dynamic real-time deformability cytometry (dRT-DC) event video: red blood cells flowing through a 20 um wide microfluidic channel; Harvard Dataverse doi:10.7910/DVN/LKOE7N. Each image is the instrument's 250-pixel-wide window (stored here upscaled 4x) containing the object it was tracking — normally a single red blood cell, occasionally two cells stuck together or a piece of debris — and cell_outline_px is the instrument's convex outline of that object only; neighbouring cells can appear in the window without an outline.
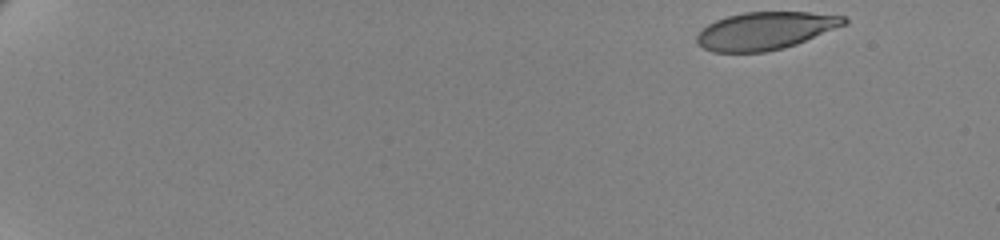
{"species": "human", "species_latin": "Homo sapiens", "temperature_condition": "cold", "stored_images_in_passage": 55, "camera_frame_rate_fps": 3000, "um_per_image_px": 0.085, "donor": {"sex": "female"}, "frame": {"image": 1, "passage_image": 1, "time_ms": 0.0, "image_size_px": [1000, 240], "cell_outline_px": [[848, 24], [796, 44], [764, 52], [712, 52], [696, 44], [696, 36], [708, 24], [716, 20], [728, 16], [744, 12], [808, 12], [848, 16]], "centroid_in_image_um": [65.08, 2.61], "position_along_channel_um": 19.9, "area_um2": 32.31}}
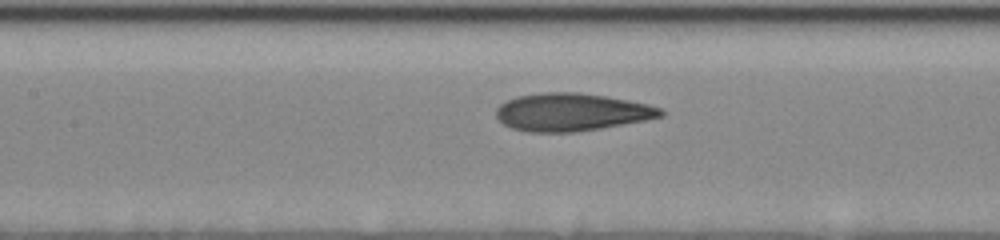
{"frame": {"image": 2, "passage_image": 27, "time_ms": 8.667, "image_size_px": [1000, 240], "cell_outline_px": [[664, 116], [644, 120], [600, 128], [572, 132], [528, 132], [512, 128], [504, 124], [496, 116], [496, 108], [500, 104], [516, 96], [540, 92], [580, 92], [608, 96], [648, 104], [660, 108], [664, 112]], "centroid_in_image_um": [48.56, 9.52], "position_along_channel_um": 158.8, "area_um2": 36.18}}
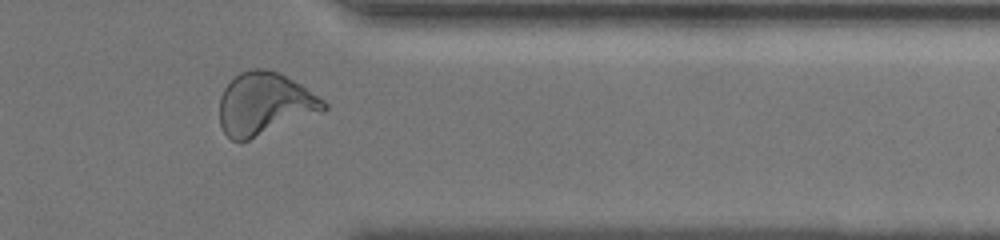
{"frame": {"image": 3, "passage_image": 47, "time_ms": 15.333, "image_size_px": [1000, 240], "cell_outline_px": [[328, 108], [324, 112], [248, 140], [232, 140], [224, 132], [220, 124], [220, 96], [224, 88], [240, 72], [252, 68], [268, 68], [300, 84], [324, 100], [328, 104]], "centroid_in_image_um": [22.51, 8.83], "position_along_channel_um": 388.9, "area_um2": 37.8}, "authors_computed_cell_mechanics": {"area_um2": 35.2002, "velocity_mm_per_s": 3.4833, "shape_relaxation_time_tau1_ms": 7.0673, "shape_relaxation_time_tau2_ms": 1.4025, "deformation_change_tau1": 0.2337, "deformation_change_tau2": 0.0868}}